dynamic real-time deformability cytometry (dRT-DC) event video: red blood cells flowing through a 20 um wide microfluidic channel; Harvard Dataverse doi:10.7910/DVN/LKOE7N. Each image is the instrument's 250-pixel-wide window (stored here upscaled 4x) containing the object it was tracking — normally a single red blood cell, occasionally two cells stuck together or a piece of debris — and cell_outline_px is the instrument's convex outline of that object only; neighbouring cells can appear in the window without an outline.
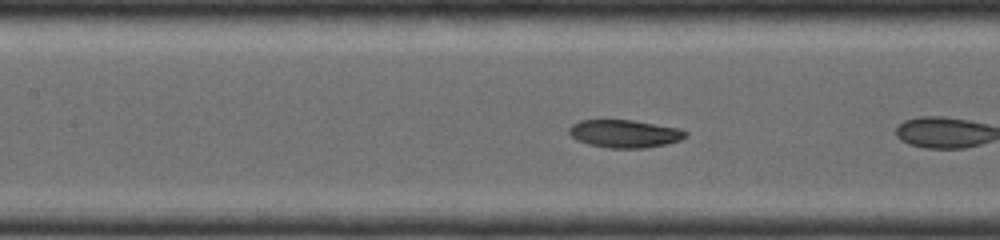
{"species": "common noctule bat (a hibernating species)", "species_latin": "Nyctalus noctula", "temperature_condition": "room temperature", "stored_images_in_passage": 10, "camera_frame_rate_fps": 4000, "um_per_image_px": 0.085, "animal": {"sex": "female", "body_mass_g": 19.0, "forearm_length_mm": 56.7}, "frame": {"image": 1, "passage_image": 9, "time_ms": 1.75, "image_size_px": [1000, 240], "cell_outline_px": [[688, 136], [680, 140], [664, 144], [644, 148], [608, 148], [588, 144], [576, 140], [568, 132], [568, 128], [572, 124], [580, 120], [632, 120], [680, 128], [688, 132]], "centroid_in_image_um": [53.09, 11.36], "position_along_channel_um": 154.3, "area_um2": 18.96}}